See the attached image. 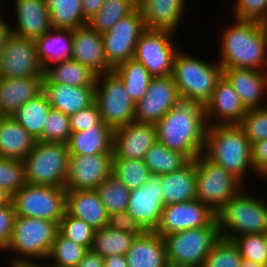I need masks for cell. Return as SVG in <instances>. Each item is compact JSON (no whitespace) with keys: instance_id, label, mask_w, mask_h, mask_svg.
<instances>
[{"instance_id":"43","label":"cell","mask_w":267,"mask_h":267,"mask_svg":"<svg viewBox=\"0 0 267 267\" xmlns=\"http://www.w3.org/2000/svg\"><path fill=\"white\" fill-rule=\"evenodd\" d=\"M242 256L232 240L220 238L205 257L202 267H241Z\"/></svg>"},{"instance_id":"34","label":"cell","mask_w":267,"mask_h":267,"mask_svg":"<svg viewBox=\"0 0 267 267\" xmlns=\"http://www.w3.org/2000/svg\"><path fill=\"white\" fill-rule=\"evenodd\" d=\"M51 105L47 96L42 92L36 98L27 101L11 116L36 141L42 137L43 128L48 117Z\"/></svg>"},{"instance_id":"61","label":"cell","mask_w":267,"mask_h":267,"mask_svg":"<svg viewBox=\"0 0 267 267\" xmlns=\"http://www.w3.org/2000/svg\"><path fill=\"white\" fill-rule=\"evenodd\" d=\"M165 267H197L195 265H185V264H167Z\"/></svg>"},{"instance_id":"1","label":"cell","mask_w":267,"mask_h":267,"mask_svg":"<svg viewBox=\"0 0 267 267\" xmlns=\"http://www.w3.org/2000/svg\"><path fill=\"white\" fill-rule=\"evenodd\" d=\"M155 126L160 144L185 154L190 160L203 153L207 123L205 108L199 101L179 96Z\"/></svg>"},{"instance_id":"53","label":"cell","mask_w":267,"mask_h":267,"mask_svg":"<svg viewBox=\"0 0 267 267\" xmlns=\"http://www.w3.org/2000/svg\"><path fill=\"white\" fill-rule=\"evenodd\" d=\"M251 161L256 175L267 179V140L251 144Z\"/></svg>"},{"instance_id":"50","label":"cell","mask_w":267,"mask_h":267,"mask_svg":"<svg viewBox=\"0 0 267 267\" xmlns=\"http://www.w3.org/2000/svg\"><path fill=\"white\" fill-rule=\"evenodd\" d=\"M72 132H81L94 127L101 120L99 107L96 102L69 116Z\"/></svg>"},{"instance_id":"17","label":"cell","mask_w":267,"mask_h":267,"mask_svg":"<svg viewBox=\"0 0 267 267\" xmlns=\"http://www.w3.org/2000/svg\"><path fill=\"white\" fill-rule=\"evenodd\" d=\"M113 153L69 156L66 191L95 190L112 175Z\"/></svg>"},{"instance_id":"6","label":"cell","mask_w":267,"mask_h":267,"mask_svg":"<svg viewBox=\"0 0 267 267\" xmlns=\"http://www.w3.org/2000/svg\"><path fill=\"white\" fill-rule=\"evenodd\" d=\"M222 75L223 69L219 63L214 65L179 50L171 76L180 96L192 98L205 106Z\"/></svg>"},{"instance_id":"10","label":"cell","mask_w":267,"mask_h":267,"mask_svg":"<svg viewBox=\"0 0 267 267\" xmlns=\"http://www.w3.org/2000/svg\"><path fill=\"white\" fill-rule=\"evenodd\" d=\"M168 264L202 267L205 257L220 240L218 226H206L165 235Z\"/></svg>"},{"instance_id":"58","label":"cell","mask_w":267,"mask_h":267,"mask_svg":"<svg viewBox=\"0 0 267 267\" xmlns=\"http://www.w3.org/2000/svg\"><path fill=\"white\" fill-rule=\"evenodd\" d=\"M11 201V195L0 187V206L6 205Z\"/></svg>"},{"instance_id":"7","label":"cell","mask_w":267,"mask_h":267,"mask_svg":"<svg viewBox=\"0 0 267 267\" xmlns=\"http://www.w3.org/2000/svg\"><path fill=\"white\" fill-rule=\"evenodd\" d=\"M69 156L66 143L36 141L31 152L23 160L27 183L64 187Z\"/></svg>"},{"instance_id":"14","label":"cell","mask_w":267,"mask_h":267,"mask_svg":"<svg viewBox=\"0 0 267 267\" xmlns=\"http://www.w3.org/2000/svg\"><path fill=\"white\" fill-rule=\"evenodd\" d=\"M44 77L34 39L10 32L0 56V78Z\"/></svg>"},{"instance_id":"19","label":"cell","mask_w":267,"mask_h":267,"mask_svg":"<svg viewBox=\"0 0 267 267\" xmlns=\"http://www.w3.org/2000/svg\"><path fill=\"white\" fill-rule=\"evenodd\" d=\"M204 108L207 126L239 125L247 112L239 95L223 75Z\"/></svg>"},{"instance_id":"28","label":"cell","mask_w":267,"mask_h":267,"mask_svg":"<svg viewBox=\"0 0 267 267\" xmlns=\"http://www.w3.org/2000/svg\"><path fill=\"white\" fill-rule=\"evenodd\" d=\"M44 77L0 78V109L6 116L43 92Z\"/></svg>"},{"instance_id":"44","label":"cell","mask_w":267,"mask_h":267,"mask_svg":"<svg viewBox=\"0 0 267 267\" xmlns=\"http://www.w3.org/2000/svg\"><path fill=\"white\" fill-rule=\"evenodd\" d=\"M232 241L238 247L244 261L267 267V245L265 233L237 236Z\"/></svg>"},{"instance_id":"15","label":"cell","mask_w":267,"mask_h":267,"mask_svg":"<svg viewBox=\"0 0 267 267\" xmlns=\"http://www.w3.org/2000/svg\"><path fill=\"white\" fill-rule=\"evenodd\" d=\"M206 226H218L216 213L209 206L194 199L165 205L155 232L164 237L187 229Z\"/></svg>"},{"instance_id":"41","label":"cell","mask_w":267,"mask_h":267,"mask_svg":"<svg viewBox=\"0 0 267 267\" xmlns=\"http://www.w3.org/2000/svg\"><path fill=\"white\" fill-rule=\"evenodd\" d=\"M112 175L131 191L145 185L151 173L143 160L113 159Z\"/></svg>"},{"instance_id":"3","label":"cell","mask_w":267,"mask_h":267,"mask_svg":"<svg viewBox=\"0 0 267 267\" xmlns=\"http://www.w3.org/2000/svg\"><path fill=\"white\" fill-rule=\"evenodd\" d=\"M231 173L243 185L248 170L256 173L251 161V143L239 125L207 126L202 153Z\"/></svg>"},{"instance_id":"8","label":"cell","mask_w":267,"mask_h":267,"mask_svg":"<svg viewBox=\"0 0 267 267\" xmlns=\"http://www.w3.org/2000/svg\"><path fill=\"white\" fill-rule=\"evenodd\" d=\"M95 102L101 120L113 130L134 121L135 103L125 90L122 80L113 71L97 75Z\"/></svg>"},{"instance_id":"52","label":"cell","mask_w":267,"mask_h":267,"mask_svg":"<svg viewBox=\"0 0 267 267\" xmlns=\"http://www.w3.org/2000/svg\"><path fill=\"white\" fill-rule=\"evenodd\" d=\"M108 226L129 234H142L144 232L127 210L109 214Z\"/></svg>"},{"instance_id":"16","label":"cell","mask_w":267,"mask_h":267,"mask_svg":"<svg viewBox=\"0 0 267 267\" xmlns=\"http://www.w3.org/2000/svg\"><path fill=\"white\" fill-rule=\"evenodd\" d=\"M162 175L151 174L149 180L130 191L127 211L144 231H155L164 205Z\"/></svg>"},{"instance_id":"30","label":"cell","mask_w":267,"mask_h":267,"mask_svg":"<svg viewBox=\"0 0 267 267\" xmlns=\"http://www.w3.org/2000/svg\"><path fill=\"white\" fill-rule=\"evenodd\" d=\"M39 61L45 70L48 66L71 59L73 30L51 28L35 39Z\"/></svg>"},{"instance_id":"4","label":"cell","mask_w":267,"mask_h":267,"mask_svg":"<svg viewBox=\"0 0 267 267\" xmlns=\"http://www.w3.org/2000/svg\"><path fill=\"white\" fill-rule=\"evenodd\" d=\"M245 191L243 187L216 212L221 238L232 240L237 236L267 231L266 200Z\"/></svg>"},{"instance_id":"21","label":"cell","mask_w":267,"mask_h":267,"mask_svg":"<svg viewBox=\"0 0 267 267\" xmlns=\"http://www.w3.org/2000/svg\"><path fill=\"white\" fill-rule=\"evenodd\" d=\"M223 76L233 86L244 107H267L262 99L267 95V71L245 68H222Z\"/></svg>"},{"instance_id":"64","label":"cell","mask_w":267,"mask_h":267,"mask_svg":"<svg viewBox=\"0 0 267 267\" xmlns=\"http://www.w3.org/2000/svg\"><path fill=\"white\" fill-rule=\"evenodd\" d=\"M266 245H267V231L265 232Z\"/></svg>"},{"instance_id":"51","label":"cell","mask_w":267,"mask_h":267,"mask_svg":"<svg viewBox=\"0 0 267 267\" xmlns=\"http://www.w3.org/2000/svg\"><path fill=\"white\" fill-rule=\"evenodd\" d=\"M15 210L12 202L0 206V250L5 251L13 231Z\"/></svg>"},{"instance_id":"56","label":"cell","mask_w":267,"mask_h":267,"mask_svg":"<svg viewBox=\"0 0 267 267\" xmlns=\"http://www.w3.org/2000/svg\"><path fill=\"white\" fill-rule=\"evenodd\" d=\"M104 267H128L125 255L114 254L104 258Z\"/></svg>"},{"instance_id":"24","label":"cell","mask_w":267,"mask_h":267,"mask_svg":"<svg viewBox=\"0 0 267 267\" xmlns=\"http://www.w3.org/2000/svg\"><path fill=\"white\" fill-rule=\"evenodd\" d=\"M187 0H138L146 29L176 32L180 27Z\"/></svg>"},{"instance_id":"20","label":"cell","mask_w":267,"mask_h":267,"mask_svg":"<svg viewBox=\"0 0 267 267\" xmlns=\"http://www.w3.org/2000/svg\"><path fill=\"white\" fill-rule=\"evenodd\" d=\"M156 142L155 124L133 121L114 130L113 159L143 160L146 152Z\"/></svg>"},{"instance_id":"33","label":"cell","mask_w":267,"mask_h":267,"mask_svg":"<svg viewBox=\"0 0 267 267\" xmlns=\"http://www.w3.org/2000/svg\"><path fill=\"white\" fill-rule=\"evenodd\" d=\"M52 65L44 70L43 84H65L77 87L96 85L97 74L74 59Z\"/></svg>"},{"instance_id":"45","label":"cell","mask_w":267,"mask_h":267,"mask_svg":"<svg viewBox=\"0 0 267 267\" xmlns=\"http://www.w3.org/2000/svg\"><path fill=\"white\" fill-rule=\"evenodd\" d=\"M58 231L71 241L91 249L95 235V229L83 220L73 217L66 212L59 221Z\"/></svg>"},{"instance_id":"57","label":"cell","mask_w":267,"mask_h":267,"mask_svg":"<svg viewBox=\"0 0 267 267\" xmlns=\"http://www.w3.org/2000/svg\"><path fill=\"white\" fill-rule=\"evenodd\" d=\"M9 26L10 25L8 24V22L3 20L2 16H0V56L2 53L4 42L11 32Z\"/></svg>"},{"instance_id":"5","label":"cell","mask_w":267,"mask_h":267,"mask_svg":"<svg viewBox=\"0 0 267 267\" xmlns=\"http://www.w3.org/2000/svg\"><path fill=\"white\" fill-rule=\"evenodd\" d=\"M57 233L56 222L16 215L12 236L5 248L6 251L15 253L10 262L38 263L41 260L42 263L46 260Z\"/></svg>"},{"instance_id":"29","label":"cell","mask_w":267,"mask_h":267,"mask_svg":"<svg viewBox=\"0 0 267 267\" xmlns=\"http://www.w3.org/2000/svg\"><path fill=\"white\" fill-rule=\"evenodd\" d=\"M114 130L100 120L94 127L72 132L67 144L70 156L113 153Z\"/></svg>"},{"instance_id":"39","label":"cell","mask_w":267,"mask_h":267,"mask_svg":"<svg viewBox=\"0 0 267 267\" xmlns=\"http://www.w3.org/2000/svg\"><path fill=\"white\" fill-rule=\"evenodd\" d=\"M137 7L138 0H105L100 11L88 20L87 25L102 34Z\"/></svg>"},{"instance_id":"27","label":"cell","mask_w":267,"mask_h":267,"mask_svg":"<svg viewBox=\"0 0 267 267\" xmlns=\"http://www.w3.org/2000/svg\"><path fill=\"white\" fill-rule=\"evenodd\" d=\"M51 108L70 116L95 102V86H71L65 84H43Z\"/></svg>"},{"instance_id":"23","label":"cell","mask_w":267,"mask_h":267,"mask_svg":"<svg viewBox=\"0 0 267 267\" xmlns=\"http://www.w3.org/2000/svg\"><path fill=\"white\" fill-rule=\"evenodd\" d=\"M15 21L10 27L12 34L18 37L37 39L50 30V16L46 0H15Z\"/></svg>"},{"instance_id":"55","label":"cell","mask_w":267,"mask_h":267,"mask_svg":"<svg viewBox=\"0 0 267 267\" xmlns=\"http://www.w3.org/2000/svg\"><path fill=\"white\" fill-rule=\"evenodd\" d=\"M84 18L88 21L98 13L105 0H81Z\"/></svg>"},{"instance_id":"54","label":"cell","mask_w":267,"mask_h":267,"mask_svg":"<svg viewBox=\"0 0 267 267\" xmlns=\"http://www.w3.org/2000/svg\"><path fill=\"white\" fill-rule=\"evenodd\" d=\"M75 267H104V258L92 249H88Z\"/></svg>"},{"instance_id":"59","label":"cell","mask_w":267,"mask_h":267,"mask_svg":"<svg viewBox=\"0 0 267 267\" xmlns=\"http://www.w3.org/2000/svg\"><path fill=\"white\" fill-rule=\"evenodd\" d=\"M9 267H42L40 263H12Z\"/></svg>"},{"instance_id":"22","label":"cell","mask_w":267,"mask_h":267,"mask_svg":"<svg viewBox=\"0 0 267 267\" xmlns=\"http://www.w3.org/2000/svg\"><path fill=\"white\" fill-rule=\"evenodd\" d=\"M72 47L71 59L89 67L97 75L113 71L105 57L101 33L88 25L73 29Z\"/></svg>"},{"instance_id":"36","label":"cell","mask_w":267,"mask_h":267,"mask_svg":"<svg viewBox=\"0 0 267 267\" xmlns=\"http://www.w3.org/2000/svg\"><path fill=\"white\" fill-rule=\"evenodd\" d=\"M50 24L54 29H76L87 25L81 0H46Z\"/></svg>"},{"instance_id":"31","label":"cell","mask_w":267,"mask_h":267,"mask_svg":"<svg viewBox=\"0 0 267 267\" xmlns=\"http://www.w3.org/2000/svg\"><path fill=\"white\" fill-rule=\"evenodd\" d=\"M164 205L196 199V158L182 169L162 175Z\"/></svg>"},{"instance_id":"62","label":"cell","mask_w":267,"mask_h":267,"mask_svg":"<svg viewBox=\"0 0 267 267\" xmlns=\"http://www.w3.org/2000/svg\"><path fill=\"white\" fill-rule=\"evenodd\" d=\"M6 117V114L0 109V123Z\"/></svg>"},{"instance_id":"32","label":"cell","mask_w":267,"mask_h":267,"mask_svg":"<svg viewBox=\"0 0 267 267\" xmlns=\"http://www.w3.org/2000/svg\"><path fill=\"white\" fill-rule=\"evenodd\" d=\"M36 140L11 116L0 123V157L24 160Z\"/></svg>"},{"instance_id":"13","label":"cell","mask_w":267,"mask_h":267,"mask_svg":"<svg viewBox=\"0 0 267 267\" xmlns=\"http://www.w3.org/2000/svg\"><path fill=\"white\" fill-rule=\"evenodd\" d=\"M145 29L141 10L137 7L101 34L106 60L113 69L133 59L136 43Z\"/></svg>"},{"instance_id":"49","label":"cell","mask_w":267,"mask_h":267,"mask_svg":"<svg viewBox=\"0 0 267 267\" xmlns=\"http://www.w3.org/2000/svg\"><path fill=\"white\" fill-rule=\"evenodd\" d=\"M233 8V19L267 24V0H236Z\"/></svg>"},{"instance_id":"47","label":"cell","mask_w":267,"mask_h":267,"mask_svg":"<svg viewBox=\"0 0 267 267\" xmlns=\"http://www.w3.org/2000/svg\"><path fill=\"white\" fill-rule=\"evenodd\" d=\"M72 131L69 116L51 108L46 119L40 142L67 143Z\"/></svg>"},{"instance_id":"40","label":"cell","mask_w":267,"mask_h":267,"mask_svg":"<svg viewBox=\"0 0 267 267\" xmlns=\"http://www.w3.org/2000/svg\"><path fill=\"white\" fill-rule=\"evenodd\" d=\"M87 250L58 231L46 259L50 262L52 259V263H48L51 267H75Z\"/></svg>"},{"instance_id":"11","label":"cell","mask_w":267,"mask_h":267,"mask_svg":"<svg viewBox=\"0 0 267 267\" xmlns=\"http://www.w3.org/2000/svg\"><path fill=\"white\" fill-rule=\"evenodd\" d=\"M15 215L41 218L56 222L65 213L64 187L26 184L11 196Z\"/></svg>"},{"instance_id":"42","label":"cell","mask_w":267,"mask_h":267,"mask_svg":"<svg viewBox=\"0 0 267 267\" xmlns=\"http://www.w3.org/2000/svg\"><path fill=\"white\" fill-rule=\"evenodd\" d=\"M95 190L108 214L127 210L130 189L113 175L105 179Z\"/></svg>"},{"instance_id":"18","label":"cell","mask_w":267,"mask_h":267,"mask_svg":"<svg viewBox=\"0 0 267 267\" xmlns=\"http://www.w3.org/2000/svg\"><path fill=\"white\" fill-rule=\"evenodd\" d=\"M179 96L171 75L153 77L146 94L135 104L134 121L156 124L173 108Z\"/></svg>"},{"instance_id":"60","label":"cell","mask_w":267,"mask_h":267,"mask_svg":"<svg viewBox=\"0 0 267 267\" xmlns=\"http://www.w3.org/2000/svg\"><path fill=\"white\" fill-rule=\"evenodd\" d=\"M241 267H266V266L243 260Z\"/></svg>"},{"instance_id":"65","label":"cell","mask_w":267,"mask_h":267,"mask_svg":"<svg viewBox=\"0 0 267 267\" xmlns=\"http://www.w3.org/2000/svg\"><path fill=\"white\" fill-rule=\"evenodd\" d=\"M42 267H51V266H49V265H46V264H45V266H44V264L42 263Z\"/></svg>"},{"instance_id":"25","label":"cell","mask_w":267,"mask_h":267,"mask_svg":"<svg viewBox=\"0 0 267 267\" xmlns=\"http://www.w3.org/2000/svg\"><path fill=\"white\" fill-rule=\"evenodd\" d=\"M128 267H165L166 243L155 231H144L132 241L125 254Z\"/></svg>"},{"instance_id":"26","label":"cell","mask_w":267,"mask_h":267,"mask_svg":"<svg viewBox=\"0 0 267 267\" xmlns=\"http://www.w3.org/2000/svg\"><path fill=\"white\" fill-rule=\"evenodd\" d=\"M65 212L96 229L108 225L109 214L96 190L66 191Z\"/></svg>"},{"instance_id":"12","label":"cell","mask_w":267,"mask_h":267,"mask_svg":"<svg viewBox=\"0 0 267 267\" xmlns=\"http://www.w3.org/2000/svg\"><path fill=\"white\" fill-rule=\"evenodd\" d=\"M174 35L175 32L170 30L145 29L136 43L133 58L153 77L172 75L173 62L180 50L173 42Z\"/></svg>"},{"instance_id":"37","label":"cell","mask_w":267,"mask_h":267,"mask_svg":"<svg viewBox=\"0 0 267 267\" xmlns=\"http://www.w3.org/2000/svg\"><path fill=\"white\" fill-rule=\"evenodd\" d=\"M143 161L151 174L165 175L186 166L191 160L181 152L156 142L145 154Z\"/></svg>"},{"instance_id":"38","label":"cell","mask_w":267,"mask_h":267,"mask_svg":"<svg viewBox=\"0 0 267 267\" xmlns=\"http://www.w3.org/2000/svg\"><path fill=\"white\" fill-rule=\"evenodd\" d=\"M141 234H129L115 230L108 225L95 230L92 250L106 258L114 254L125 255L134 238Z\"/></svg>"},{"instance_id":"9","label":"cell","mask_w":267,"mask_h":267,"mask_svg":"<svg viewBox=\"0 0 267 267\" xmlns=\"http://www.w3.org/2000/svg\"><path fill=\"white\" fill-rule=\"evenodd\" d=\"M243 187L231 173L203 154L196 158V199L215 213Z\"/></svg>"},{"instance_id":"63","label":"cell","mask_w":267,"mask_h":267,"mask_svg":"<svg viewBox=\"0 0 267 267\" xmlns=\"http://www.w3.org/2000/svg\"><path fill=\"white\" fill-rule=\"evenodd\" d=\"M3 8V4H0V11H2L1 9ZM0 16H1V12H0Z\"/></svg>"},{"instance_id":"2","label":"cell","mask_w":267,"mask_h":267,"mask_svg":"<svg viewBox=\"0 0 267 267\" xmlns=\"http://www.w3.org/2000/svg\"><path fill=\"white\" fill-rule=\"evenodd\" d=\"M234 20L235 23L222 30L217 63L222 68L267 71V24Z\"/></svg>"},{"instance_id":"46","label":"cell","mask_w":267,"mask_h":267,"mask_svg":"<svg viewBox=\"0 0 267 267\" xmlns=\"http://www.w3.org/2000/svg\"><path fill=\"white\" fill-rule=\"evenodd\" d=\"M26 184L24 162L0 157V187L12 196Z\"/></svg>"},{"instance_id":"48","label":"cell","mask_w":267,"mask_h":267,"mask_svg":"<svg viewBox=\"0 0 267 267\" xmlns=\"http://www.w3.org/2000/svg\"><path fill=\"white\" fill-rule=\"evenodd\" d=\"M239 126L251 144L267 140V107L248 109Z\"/></svg>"},{"instance_id":"35","label":"cell","mask_w":267,"mask_h":267,"mask_svg":"<svg viewBox=\"0 0 267 267\" xmlns=\"http://www.w3.org/2000/svg\"><path fill=\"white\" fill-rule=\"evenodd\" d=\"M113 72L122 80L125 90L135 104L146 94L153 78L147 68L134 58L121 63Z\"/></svg>"}]
</instances>
